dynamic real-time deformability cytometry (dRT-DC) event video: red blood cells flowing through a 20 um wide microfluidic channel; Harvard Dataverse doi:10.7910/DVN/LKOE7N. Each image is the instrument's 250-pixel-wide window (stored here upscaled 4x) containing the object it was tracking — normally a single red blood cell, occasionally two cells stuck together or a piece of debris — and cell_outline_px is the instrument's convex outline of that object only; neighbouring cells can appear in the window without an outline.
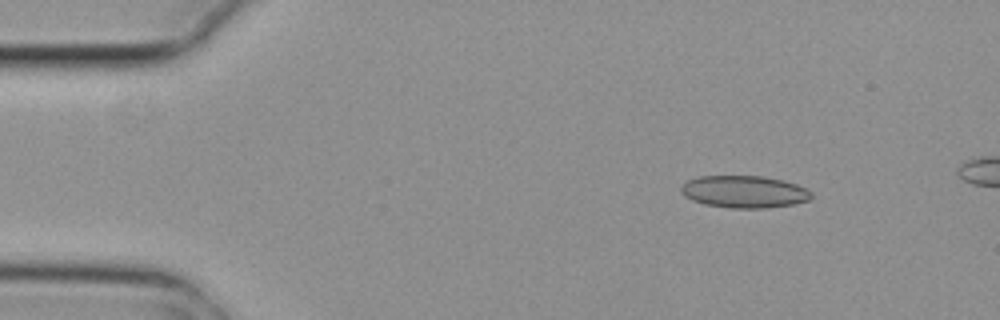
{"species": "common noctule bat (a hibernating species)", "species_latin": "Nyctalus noctula", "temperature_condition": "cold", "stored_images_in_passage": 5, "camera_frame_rate_fps": 3000, "um_per_image_px": 0.085, "animal": {"sex": "female", "body_mass_g": 29.2, "forearm_length_mm": 56.3}, "frame": {"image": 1, "passage_image": 2, "time_ms": 0.333, "image_size_px": [1000, 320], "cell_outline_px": [[812, 196], [808, 200], [792, 204], [764, 208], [732, 208], [704, 204], [692, 200], [684, 196], [680, 192], [680, 188], [688, 180], [700, 176], [764, 176], [784, 180], [796, 184], [812, 192]], "centroid_in_image_um": [63.24, 16.29], "position_along_channel_um": 21.8, "area_um2": 24.39}}